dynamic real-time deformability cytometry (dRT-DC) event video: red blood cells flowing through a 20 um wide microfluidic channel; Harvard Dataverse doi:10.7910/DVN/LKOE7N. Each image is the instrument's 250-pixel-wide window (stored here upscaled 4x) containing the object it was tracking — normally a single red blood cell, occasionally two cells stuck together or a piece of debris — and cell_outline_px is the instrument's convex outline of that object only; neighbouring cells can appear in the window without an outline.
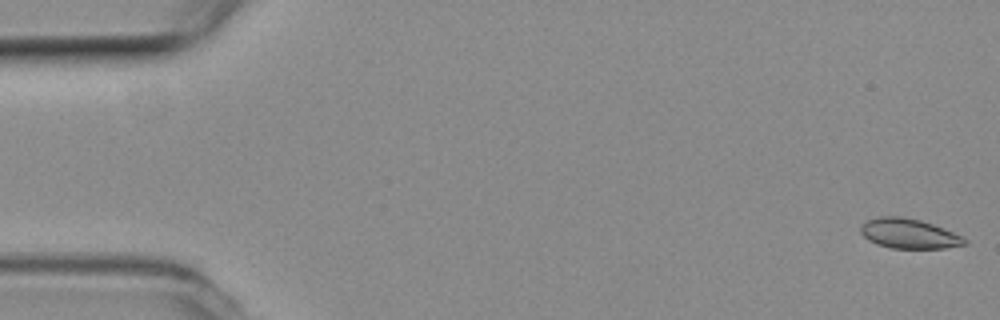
{"species": "common noctule bat (a hibernating species)", "species_latin": "Nyctalus noctula", "temperature_condition": "room temperature", "stored_images_in_passage": 54, "camera_frame_rate_fps": 3000, "um_per_image_px": 0.085, "animal": {"sex": "female", "body_mass_g": 19.3, "forearm_length_mm": 54.1}, "frame": {"image": 1, "passage_image": 1, "time_ms": 0.0, "image_size_px": [1000, 320], "cell_outline_px": [[968, 244], [944, 248], [892, 248], [876, 244], [868, 240], [860, 232], [860, 224], [876, 216], [900, 216], [920, 220], [932, 224], [964, 236], [968, 240]], "centroid_in_image_um": [77.26, 19.85], "position_along_channel_um": 7.7, "area_um2": 18.21}}
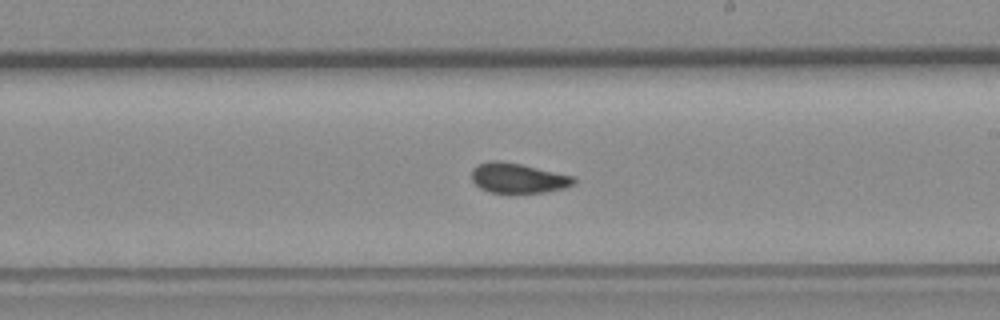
{"frame": {"image": 2, "passage_image": 31, "time_ms": 10.0, "image_size_px": [1000, 320], "cell_outline_px": [[576, 184], [564, 188], [544, 192], [488, 192], [480, 188], [472, 180], [472, 168], [476, 164], [492, 160], [500, 160], [520, 164], [576, 176]], "centroid_in_image_um": [44.04, 15.12], "position_along_channel_um": 245.0, "area_um2": 17.92}}
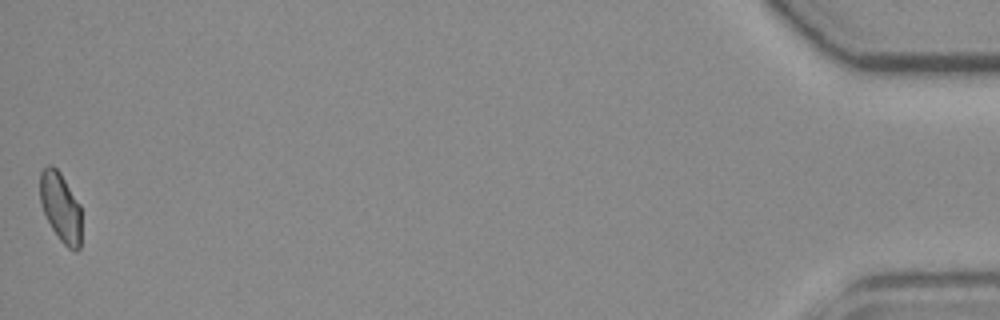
{"frame": {"image": 3, "passage_image": 54, "time_ms": 17.667, "image_size_px": [1000, 320], "cell_outline_px": [[80, 248], [76, 252], [68, 248], [60, 240], [52, 228], [44, 212], [40, 200], [40, 172], [48, 164], [52, 164], [60, 172], [80, 204]], "centroid_in_image_um": [5.15, 17.59], "position_along_channel_um": 430.0, "area_um2": 16.65}}